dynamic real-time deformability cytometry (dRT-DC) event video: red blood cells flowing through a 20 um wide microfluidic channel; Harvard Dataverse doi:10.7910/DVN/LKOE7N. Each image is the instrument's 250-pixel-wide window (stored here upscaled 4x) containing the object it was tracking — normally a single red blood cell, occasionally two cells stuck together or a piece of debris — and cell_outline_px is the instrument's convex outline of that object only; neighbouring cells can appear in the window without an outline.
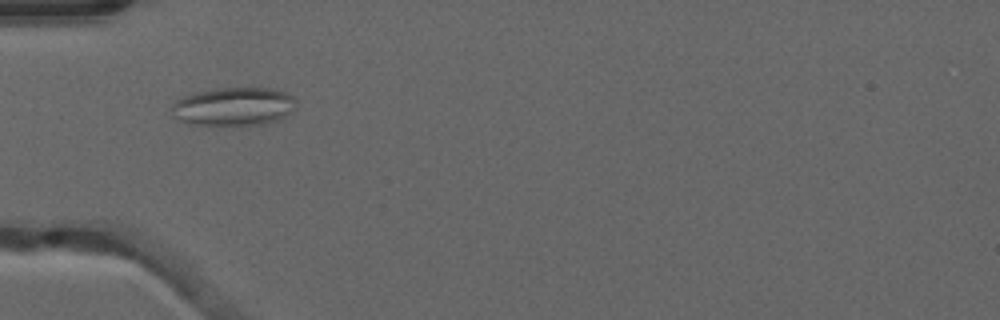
{"species": "common noctule bat (a hibernating species)", "species_latin": "Nyctalus noctula", "temperature_condition": "warm", "stored_images_in_passage": 8, "camera_frame_rate_fps": 3000, "um_per_image_px": 0.085, "animal": {"sex": "male", "forearm_length_mm": 52.5}, "frame": {"image": 1, "passage_image": 2, "time_ms": 0.333, "image_size_px": [1000, 320], "cell_outline_px": [[296, 100], [288, 112], [284, 116], [276, 120], [264, 124], [188, 124], [172, 116], [172, 104], [176, 100], [192, 92], [216, 88], [268, 88], [288, 92]], "centroid_in_image_um": [19.8, 9.03], "position_along_channel_um": 65.2, "area_um2": 27.51}}